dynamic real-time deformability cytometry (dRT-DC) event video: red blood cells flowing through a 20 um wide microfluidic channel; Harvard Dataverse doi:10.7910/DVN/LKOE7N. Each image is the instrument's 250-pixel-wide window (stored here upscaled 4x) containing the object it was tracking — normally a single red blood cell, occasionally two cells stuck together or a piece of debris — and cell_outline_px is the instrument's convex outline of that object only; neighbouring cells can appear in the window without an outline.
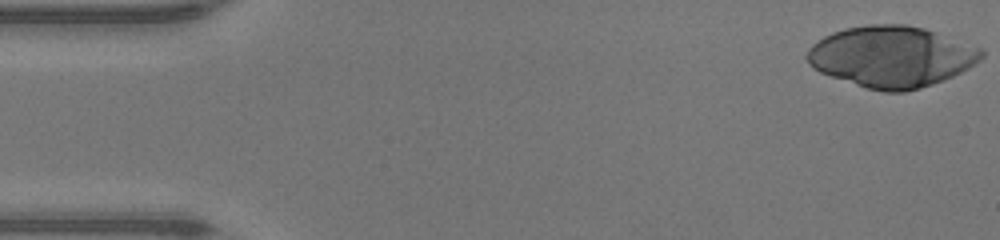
{"species": "human", "species_latin": "Homo sapiens", "temperature_condition": "warm", "stored_images_in_passage": 46, "camera_frame_rate_fps": 3000, "um_per_image_px": 0.085, "donor": {"sex": "male"}, "frame": {"image": 1, "passage_image": 1, "time_ms": 0.0, "image_size_px": [1000, 240], "cell_outline_px": [[984, 56], [980, 60], [968, 68], [944, 80], [920, 88], [904, 92], [884, 92], [868, 88], [820, 72], [804, 56], [808, 48], [812, 44], [824, 36], [832, 32], [844, 28], [868, 24], [908, 24], [924, 28], [984, 48]], "centroid_in_image_um": [75.8, 4.79], "position_along_channel_um": 9.2, "area_um2": 62.08}}
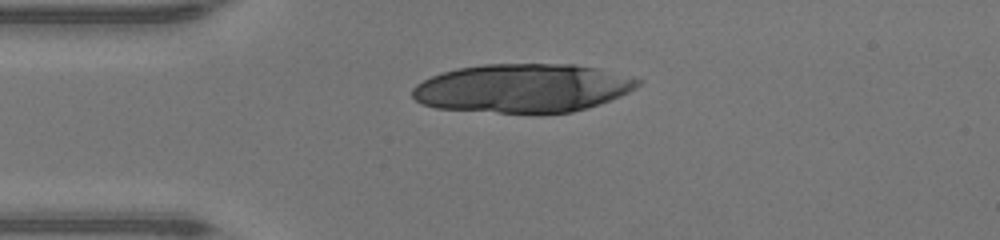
{"frame": {"image": 2, "passage_image": 11, "time_ms": 3.333, "image_size_px": [1000, 240], "cell_outline_px": [[644, 80], [636, 88], [620, 96], [600, 104], [572, 112], [500, 112], [436, 108], [424, 104], [416, 100], [412, 96], [412, 88], [416, 84], [432, 76], [456, 68], [484, 64], [572, 64], [600, 68], [632, 76]], "centroid_in_image_um": [44.48, 7.47], "position_along_channel_um": 40.5, "area_um2": 63.81}}
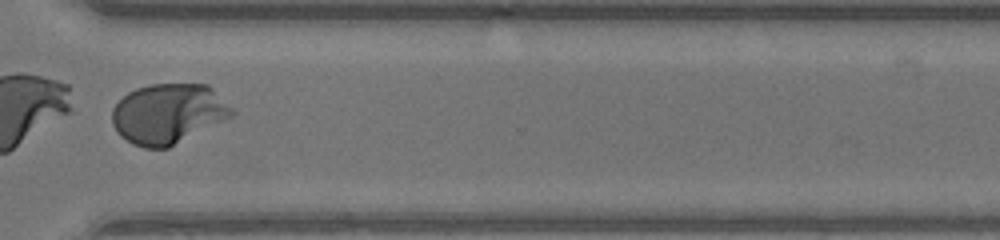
{"frame": {"image": 3, "passage_image": 35, "time_ms": 11.333, "image_size_px": [1000, 240], "cell_outline_px": [[236, 112], [232, 116], [168, 148], [144, 148], [132, 144], [120, 136], [116, 132], [112, 124], [112, 108], [128, 92], [136, 88], [152, 84], [208, 84]], "centroid_in_image_um": [14.27, 9.67], "position_along_channel_um": 356.3, "area_um2": 41.85}}